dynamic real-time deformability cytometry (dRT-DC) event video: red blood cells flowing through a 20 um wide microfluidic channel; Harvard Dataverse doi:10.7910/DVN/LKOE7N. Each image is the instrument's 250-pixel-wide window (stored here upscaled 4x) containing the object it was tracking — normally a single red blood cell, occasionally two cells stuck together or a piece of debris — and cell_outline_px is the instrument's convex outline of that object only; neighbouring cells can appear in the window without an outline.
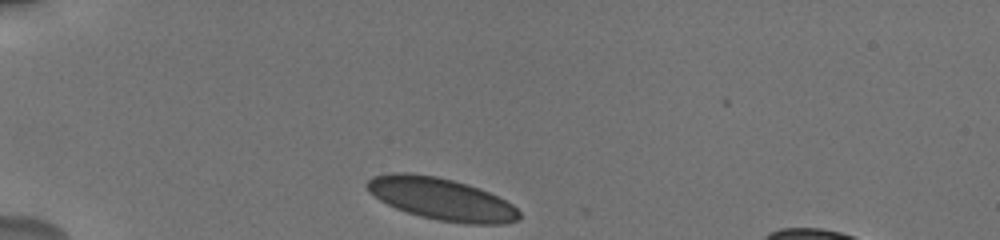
{"species": "human", "species_latin": "Homo sapiens", "temperature_condition": "cold", "stored_images_in_passage": 4, "camera_frame_rate_fps": 3000, "um_per_image_px": 0.085, "donor": {"sex": "male"}, "frame": {"image": 1, "passage_image": 1, "time_ms": 0.0, "image_size_px": [1000, 240], "cell_outline_px": [[520, 220], [504, 224], [468, 224], [440, 220], [420, 216], [396, 208], [380, 200], [368, 192], [364, 184], [372, 176], [392, 172], [408, 172], [436, 176], [468, 184], [480, 188], [512, 204], [520, 212]], "centroid_in_image_um": [37.5, 16.9], "position_along_channel_um": 47.5, "area_um2": 37.4}}
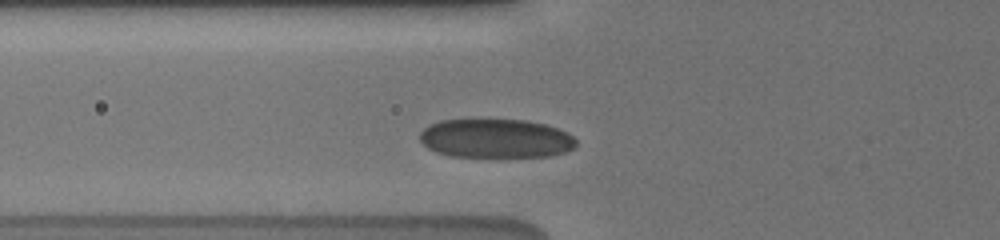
{"frame": {"image": 2, "passage_image": 4, "time_ms": 2.0, "image_size_px": [1000, 240], "cell_outline_px": [[576, 148], [564, 152], [548, 156], [452, 156], [436, 152], [428, 148], [420, 140], [420, 132], [428, 124], [440, 120], [524, 120], [544, 124], [568, 132], [576, 140]], "centroid_in_image_um": [42.13, 11.76], "position_along_channel_um": 83.7, "area_um2": 35.32}}